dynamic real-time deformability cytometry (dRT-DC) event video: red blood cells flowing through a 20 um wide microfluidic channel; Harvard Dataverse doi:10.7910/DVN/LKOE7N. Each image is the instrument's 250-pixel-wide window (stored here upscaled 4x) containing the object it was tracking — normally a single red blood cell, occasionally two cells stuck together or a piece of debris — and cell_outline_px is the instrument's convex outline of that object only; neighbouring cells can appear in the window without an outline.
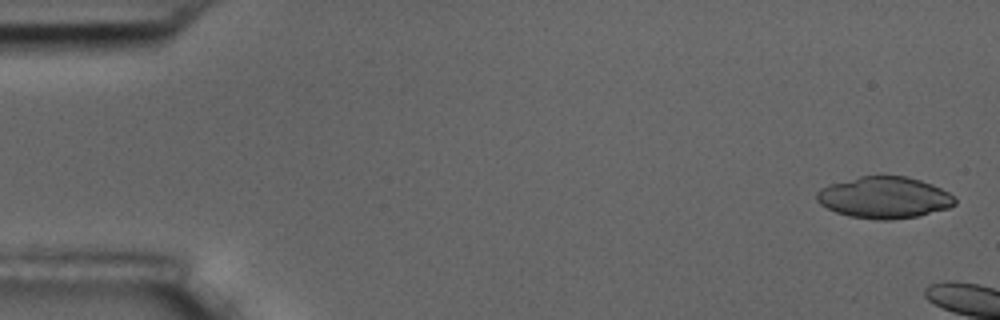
{"species": "common noctule bat (a hibernating species)", "species_latin": "Nyctalus noctula", "temperature_condition": "room temperature", "stored_images_in_passage": 3, "camera_frame_rate_fps": 3000, "um_per_image_px": 0.085, "animal": {"sex": "male", "body_mass_g": 17.5, "forearm_length_mm": 52.3}, "frame": {"image": 1, "passage_image": 1, "time_ms": 0.0, "image_size_px": [1000, 320], "cell_outline_px": [[956, 204], [948, 208], [916, 216], [892, 220], [876, 220], [848, 216], [836, 212], [820, 204], [816, 200], [816, 192], [820, 188], [828, 184], [860, 176], [904, 176], [920, 180], [932, 184], [948, 192], [956, 200]], "centroid_in_image_um": [75.13, 16.79], "position_along_channel_um": 9.9, "area_um2": 33.47}}